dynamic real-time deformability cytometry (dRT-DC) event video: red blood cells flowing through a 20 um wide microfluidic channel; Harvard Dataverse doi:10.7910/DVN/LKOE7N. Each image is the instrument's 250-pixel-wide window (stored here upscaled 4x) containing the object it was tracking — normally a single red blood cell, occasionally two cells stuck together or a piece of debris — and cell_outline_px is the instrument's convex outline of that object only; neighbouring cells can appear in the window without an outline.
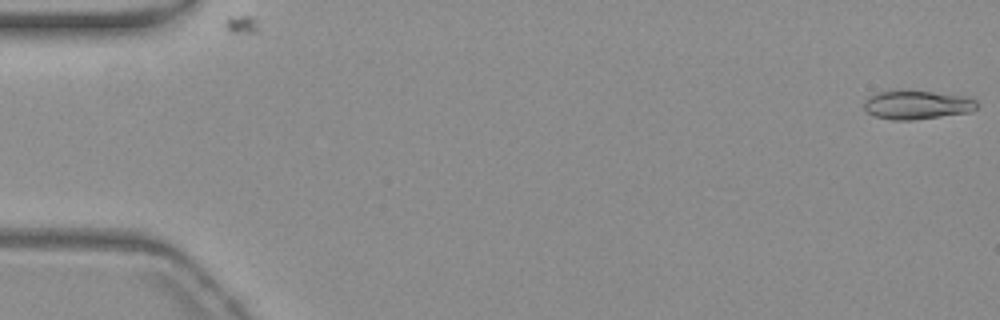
{"species": "common noctule bat (a hibernating species)", "species_latin": "Nyctalus noctula", "temperature_condition": "warm", "stored_images_in_passage": 56, "camera_frame_rate_fps": 3000, "um_per_image_px": 0.085, "animal": {"sex": "female", "body_mass_g": 19.3, "forearm_length_mm": 54.1}, "frame": {"image": 1, "passage_image": 1, "time_ms": 0.0, "image_size_px": [1000, 320], "cell_outline_px": [[976, 108], [972, 112], [912, 120], [892, 120], [876, 116], [868, 112], [864, 108], [864, 100], [868, 96], [876, 92], [892, 88], [900, 88], [964, 96], [976, 100]], "centroid_in_image_um": [77.88, 8.87], "position_along_channel_um": 7.1, "area_um2": 19.42}}
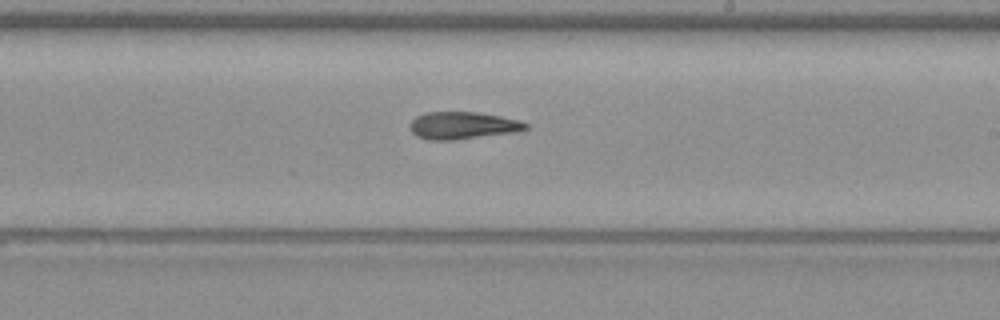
{"frame": {"image": 2, "passage_image": 33, "time_ms": 10.667, "image_size_px": [1000, 320], "cell_outline_px": [[528, 128], [516, 132], [456, 140], [428, 140], [416, 136], [412, 132], [408, 124], [416, 116], [424, 112], [476, 112], [500, 116], [520, 120], [528, 124]], "centroid_in_image_um": [39.3, 10.67], "position_along_channel_um": 249.7, "area_um2": 18.61}}
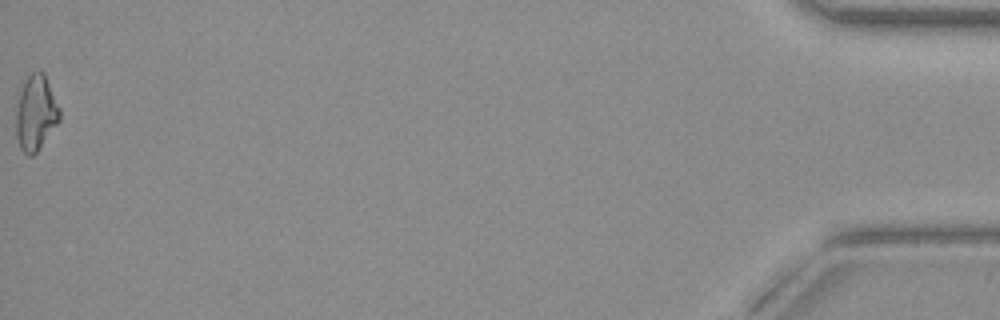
{"frame": {"image": 3, "passage_image": 56, "time_ms": 18.333, "image_size_px": [1000, 320], "cell_outline_px": [[60, 120], [36, 152], [32, 156], [28, 156], [20, 148], [16, 136], [16, 108], [20, 92], [24, 80], [32, 72], [44, 72], [60, 108]], "centroid_in_image_um": [3.04, 9.6], "position_along_channel_um": 432.2, "area_um2": 19.02}, "authors_computed_cell_mechanics": {"area_um2": 18.8139, "velocity_mm_per_s": 3.7458, "shape_relaxation_time_tau1_ms": 7.63, "shape_relaxation_time_tau2_ms": 6.4349, "deformation_change_tau1": 0.2074, "deformation_change_tau2": 0.1726}}